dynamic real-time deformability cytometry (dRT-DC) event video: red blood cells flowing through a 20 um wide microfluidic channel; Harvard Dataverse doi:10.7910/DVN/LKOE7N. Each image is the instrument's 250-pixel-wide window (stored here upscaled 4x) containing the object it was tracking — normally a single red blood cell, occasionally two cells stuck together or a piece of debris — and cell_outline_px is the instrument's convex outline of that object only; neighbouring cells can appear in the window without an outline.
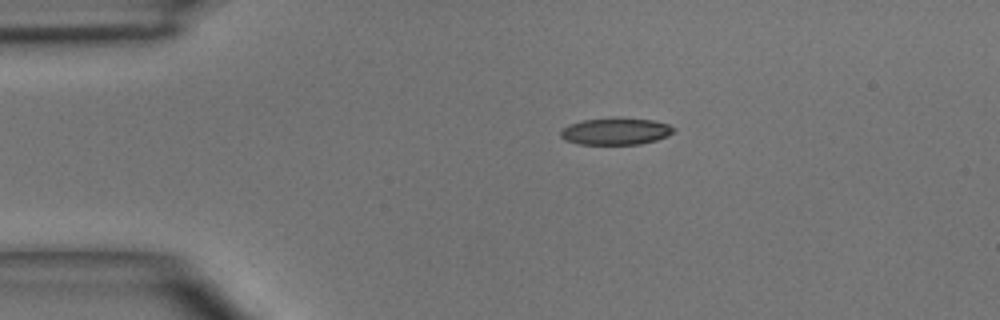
{"species": "common noctule bat (a hibernating species)", "species_latin": "Nyctalus noctula", "temperature_condition": "room temperature", "stored_images_in_passage": 3, "camera_frame_rate_fps": 3000, "um_per_image_px": 0.085, "animal": {"sex": "male", "body_mass_g": 15.6}, "frame": {"image": 1, "passage_image": 1, "time_ms": 0.0, "image_size_px": [1000, 320], "cell_outline_px": [[676, 128], [668, 136], [656, 140], [640, 144], [580, 144], [564, 140], [560, 136], [560, 132], [568, 124], [584, 120], [612, 116], [616, 116], [652, 120], [668, 124]], "centroid_in_image_um": [52.33, 11.14], "position_along_channel_um": 32.7, "area_um2": 18.03}}
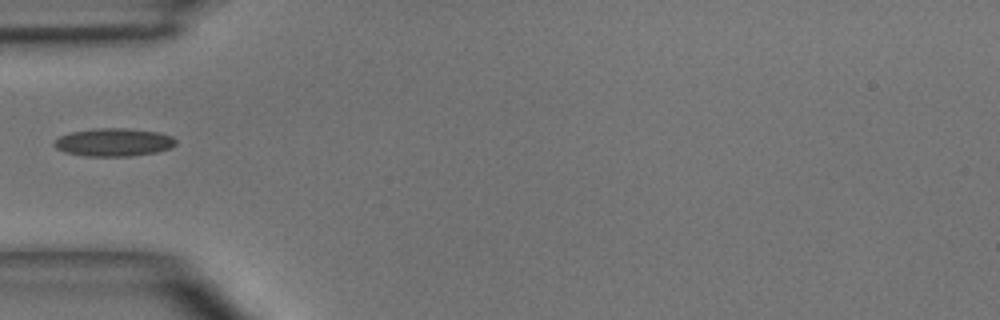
{"frame": {"image": 2, "passage_image": 3, "time_ms": 2.0, "image_size_px": [1000, 320], "cell_outline_px": [[176, 144], [168, 148], [156, 152], [128, 156], [88, 156], [64, 152], [56, 148], [52, 144], [60, 136], [72, 132], [96, 128], [124, 128], [156, 132], [172, 136], [176, 140]], "centroid_in_image_um": [9.64, 12.09], "position_along_channel_um": 75.4, "area_um2": 19.59}}